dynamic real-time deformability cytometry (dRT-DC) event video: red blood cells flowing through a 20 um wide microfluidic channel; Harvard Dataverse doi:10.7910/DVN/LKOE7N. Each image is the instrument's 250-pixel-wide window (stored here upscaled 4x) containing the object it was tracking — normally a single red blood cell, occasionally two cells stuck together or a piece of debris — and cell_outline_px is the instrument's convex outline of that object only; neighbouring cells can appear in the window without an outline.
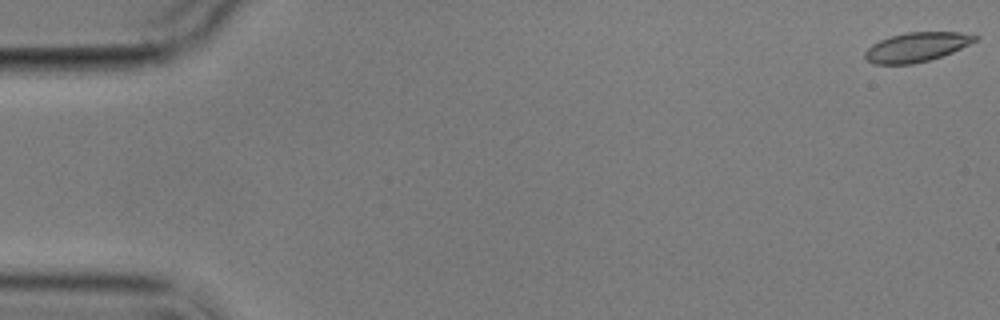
{"species": "common noctule bat (a hibernating species)", "species_latin": "Nyctalus noctula", "temperature_condition": "cold", "stored_images_in_passage": 5, "camera_frame_rate_fps": 3000, "um_per_image_px": 0.085, "animal": {"sex": "male", "body_mass_g": 17.9}, "frame": {"image": 1, "passage_image": 1, "time_ms": 0.0, "image_size_px": [1000, 320], "cell_outline_px": [[980, 36], [976, 40], [952, 52], [928, 60], [912, 64], [872, 64], [864, 56], [864, 52], [872, 44], [880, 40], [892, 36], [908, 32], [960, 32]], "centroid_in_image_um": [77.89, 4.0], "position_along_channel_um": 7.1, "area_um2": 18.55}}
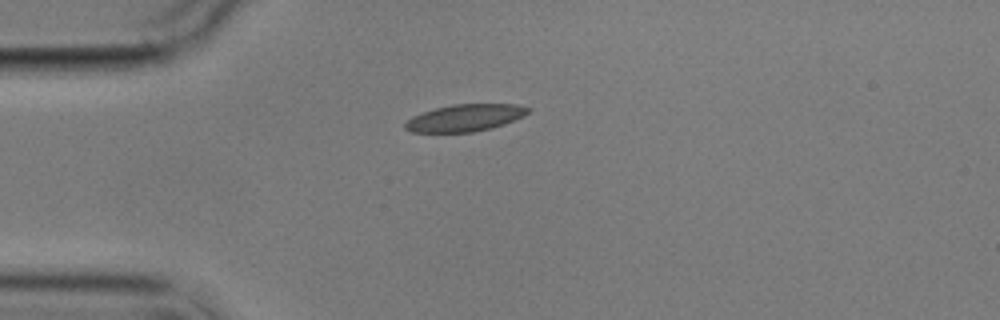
{"frame": {"image": 2, "passage_image": 5, "time_ms": 4.667, "image_size_px": [1000, 320], "cell_outline_px": [[532, 108], [524, 116], [504, 124], [492, 128], [472, 132], [412, 132], [404, 128], [404, 124], [412, 116], [436, 108], [452, 104], [516, 104]], "centroid_in_image_um": [39.55, 10.01], "position_along_channel_um": 45.5, "area_um2": 19.31}}